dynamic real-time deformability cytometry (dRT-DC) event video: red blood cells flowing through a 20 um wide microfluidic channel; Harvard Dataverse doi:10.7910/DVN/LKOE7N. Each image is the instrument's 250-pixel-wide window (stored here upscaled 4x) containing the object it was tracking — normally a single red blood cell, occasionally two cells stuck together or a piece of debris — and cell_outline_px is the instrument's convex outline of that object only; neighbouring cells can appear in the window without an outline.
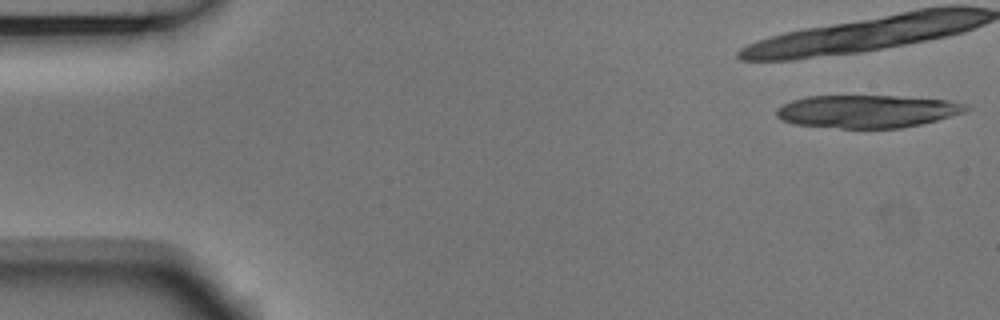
{"species": "Egyptian fruit bat (a non-hibernating species)", "species_latin": "Rousettus aegyptiacus", "temperature_condition": "room temperature", "stored_images_in_passage": 39, "camera_frame_rate_fps": 3000, "um_per_image_px": 0.085, "animal": {"sex": "male"}, "frame": {"image": 1, "passage_image": 1, "time_ms": 0.0, "image_size_px": [1000, 320], "cell_outline_px": [[972, 108], [964, 112], [936, 120], [920, 124], [900, 128], [840, 128], [796, 124], [784, 120], [776, 116], [776, 108], [792, 100], [808, 96], [896, 96], [944, 100], [968, 104]], "centroid_in_image_um": [73.71, 9.46], "position_along_channel_um": 11.3, "area_um2": 35.95}}